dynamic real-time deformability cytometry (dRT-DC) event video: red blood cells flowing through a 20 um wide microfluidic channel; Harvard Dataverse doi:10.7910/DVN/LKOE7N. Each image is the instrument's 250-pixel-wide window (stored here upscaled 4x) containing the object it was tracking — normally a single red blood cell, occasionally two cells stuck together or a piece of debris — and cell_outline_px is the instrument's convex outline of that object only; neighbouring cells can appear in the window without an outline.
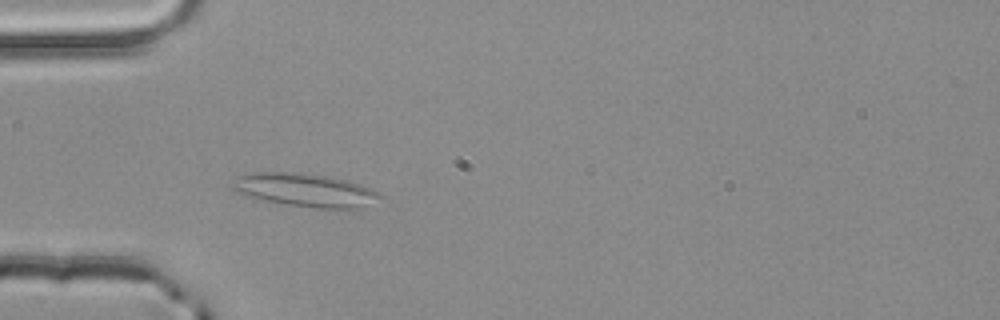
{"species": "common noctule bat (a hibernating species)", "species_latin": "Nyctalus noctula", "temperature_condition": "room temperature", "stored_images_in_passage": 3, "camera_frame_rate_fps": 3000, "um_per_image_px": 0.085, "animal": {"sex": "male", "body_mass_g": 20.4}, "frame": {"image": 1, "passage_image": 3, "time_ms": 0.667, "image_size_px": [1000, 320], "cell_outline_px": [[384, 196], [364, 208], [312, 208], [264, 200], [236, 192], [232, 188], [232, 184], [236, 176], [252, 172], [296, 172], [328, 176], [348, 180], [372, 188], [380, 192]], "centroid_in_image_um": [25.99, 16.15], "position_along_channel_um": 59.0, "area_um2": 28.78}}